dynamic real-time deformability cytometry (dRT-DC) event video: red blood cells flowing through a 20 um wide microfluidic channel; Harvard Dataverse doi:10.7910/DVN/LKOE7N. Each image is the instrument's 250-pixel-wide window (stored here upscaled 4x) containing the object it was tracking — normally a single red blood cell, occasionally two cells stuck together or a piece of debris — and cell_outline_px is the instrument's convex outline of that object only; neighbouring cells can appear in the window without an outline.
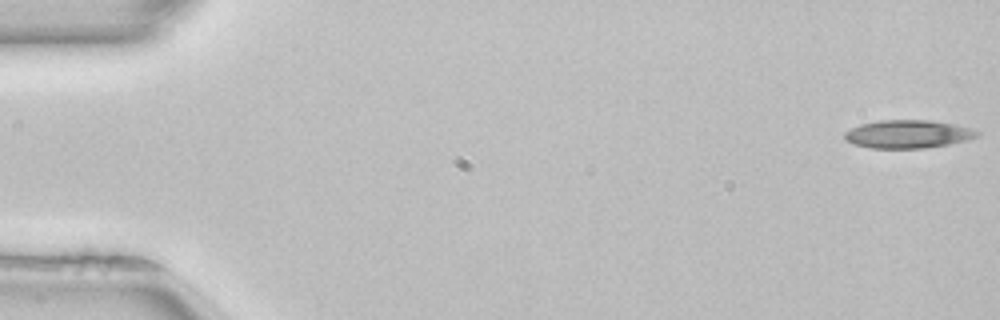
{"species": "common noctule bat (a hibernating species)", "species_latin": "Nyctalus noctula", "temperature_condition": "room temperature", "stored_images_in_passage": 51, "camera_frame_rate_fps": 3000, "um_per_image_px": 0.085, "animal": {"sex": "female", "body_mass_g": 22.7, "forearm_length_mm": 54.2}, "frame": {"image": 1, "passage_image": 1, "time_ms": 0.0, "image_size_px": [1000, 320], "cell_outline_px": [[980, 136], [948, 144], [924, 148], [868, 148], [852, 144], [844, 140], [844, 132], [860, 124], [880, 120], [928, 120], [952, 124], [972, 128], [980, 132]], "centroid_in_image_um": [77.13, 11.4], "position_along_channel_um": 7.9, "area_um2": 21.73}}
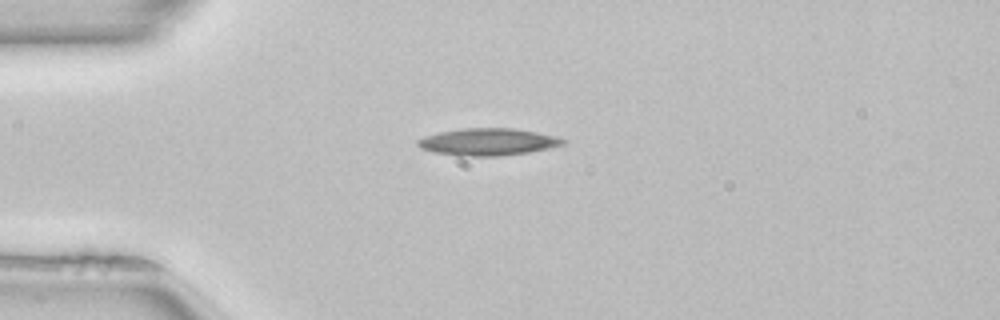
{"frame": {"image": 2, "passage_image": 13, "time_ms": 4.0, "image_size_px": [1000, 320], "cell_outline_px": [[568, 140], [564, 144], [548, 148], [528, 152], [500, 156], [460, 156], [436, 152], [420, 148], [416, 144], [416, 140], [424, 136], [440, 132], [464, 128], [512, 128], [560, 136]], "centroid_in_image_um": [41.5, 12.05], "position_along_channel_um": 43.5, "area_um2": 23.0}}
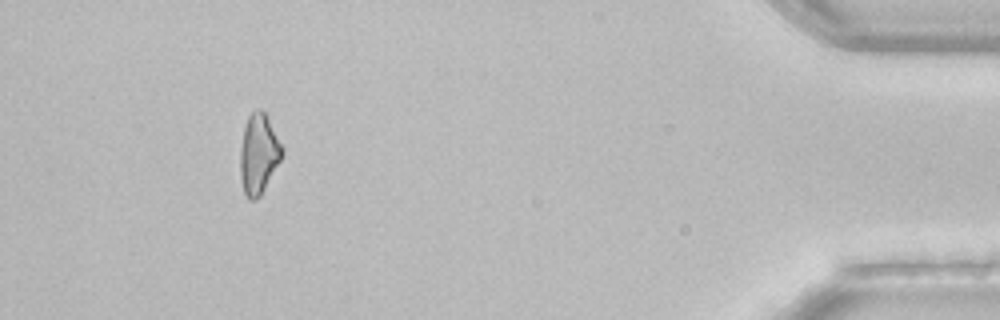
{"frame": {"image": 3, "passage_image": 47, "time_ms": 15.333, "image_size_px": [1000, 320], "cell_outline_px": [[284, 152], [280, 160], [260, 196], [256, 200], [248, 200], [244, 192], [240, 176], [240, 148], [244, 128], [248, 116], [256, 108], [260, 108], [264, 112], [284, 148]], "centroid_in_image_um": [21.97, 13.09], "position_along_channel_um": 413.2, "area_um2": 19.42}}